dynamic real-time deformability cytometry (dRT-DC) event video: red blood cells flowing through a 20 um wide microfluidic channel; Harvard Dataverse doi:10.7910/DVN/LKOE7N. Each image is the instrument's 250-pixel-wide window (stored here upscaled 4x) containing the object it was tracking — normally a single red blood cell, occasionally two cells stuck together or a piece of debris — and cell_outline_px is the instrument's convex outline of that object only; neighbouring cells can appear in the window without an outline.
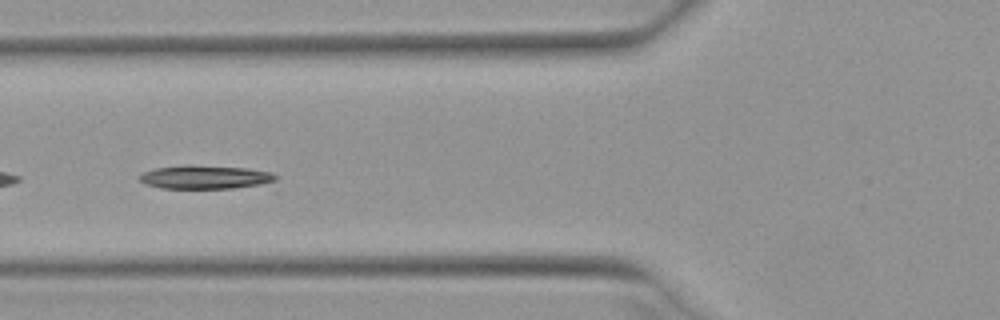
{"species": "Egyptian fruit bat (a non-hibernating species)", "species_latin": "Rousettus aegyptiacus", "temperature_condition": "warm", "stored_images_in_passage": 19, "camera_frame_rate_fps": 3000, "um_per_image_px": 0.085, "animal": {"sex": "female"}, "frame": {"image": 1, "passage_image": 8, "time_ms": 2.333, "image_size_px": [1000, 320], "cell_outline_px": [[276, 192], [160, 188], [148, 184], [140, 180], [140, 176], [144, 172], [156, 168], [184, 164], [188, 164], [248, 168], [272, 172], [276, 176]], "centroid_in_image_um": [17.9, 15.15], "position_along_channel_um": 107.9, "area_um2": 21.33}}